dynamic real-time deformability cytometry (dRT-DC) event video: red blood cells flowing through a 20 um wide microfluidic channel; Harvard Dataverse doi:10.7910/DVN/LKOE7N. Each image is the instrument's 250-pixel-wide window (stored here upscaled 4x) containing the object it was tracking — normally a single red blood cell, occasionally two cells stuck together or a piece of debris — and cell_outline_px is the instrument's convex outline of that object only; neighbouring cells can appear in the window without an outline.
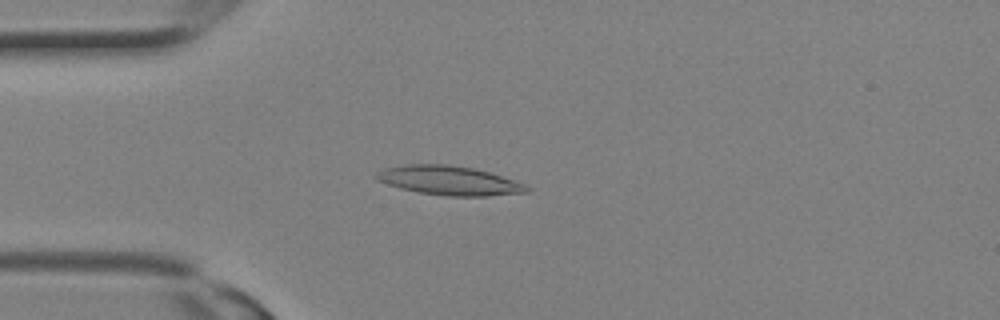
{"species": "Egyptian fruit bat (a non-hibernating species)", "species_latin": "Rousettus aegyptiacus", "temperature_condition": "room temperature", "stored_images_in_passage": 7, "camera_frame_rate_fps": 3000, "um_per_image_px": 0.085, "animal": {"sex": "female"}, "frame": {"image": 1, "passage_image": 6, "time_ms": 1.667, "image_size_px": [1000, 320], "cell_outline_px": [[532, 192], [488, 196], [444, 196], [416, 192], [400, 188], [376, 180], [372, 176], [384, 168], [404, 164], [448, 164], [472, 168], [488, 172], [524, 184], [532, 188]], "centroid_in_image_um": [38.15, 15.35], "position_along_channel_um": 46.8, "area_um2": 25.72}}